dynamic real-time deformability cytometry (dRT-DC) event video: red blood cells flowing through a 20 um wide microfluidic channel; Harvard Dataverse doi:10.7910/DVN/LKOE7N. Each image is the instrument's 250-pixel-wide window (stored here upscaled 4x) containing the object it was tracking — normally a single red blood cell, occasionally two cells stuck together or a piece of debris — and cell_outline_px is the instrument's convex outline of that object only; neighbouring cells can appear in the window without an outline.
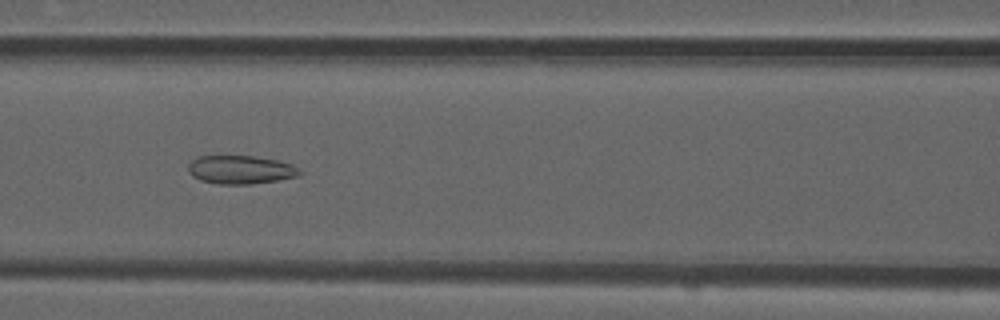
{"species": "common noctule bat (a hibernating species)", "species_latin": "Nyctalus noctula", "temperature_condition": "room temperature", "stored_images_in_passage": 52, "camera_frame_rate_fps": 3000, "um_per_image_px": 0.085, "animal": {"sex": "male", "forearm_length_mm": 52.5}, "frame": {"image": 1, "passage_image": 23, "time_ms": 7.333, "image_size_px": [1000, 320], "cell_outline_px": [[304, 172], [296, 176], [276, 180], [252, 184], [220, 184], [200, 180], [192, 176], [188, 172], [188, 164], [192, 160], [200, 156], [256, 156], [276, 160], [292, 164], [300, 168]], "centroid_in_image_um": [20.45, 14.42], "position_along_channel_um": 146.1, "area_um2": 18.5}}
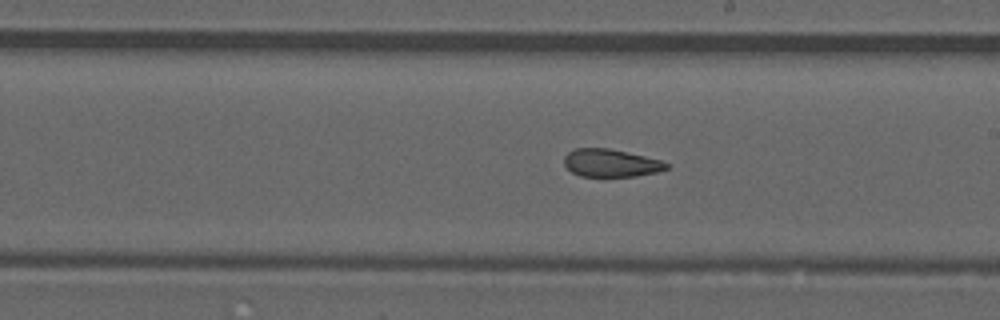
{"frame": {"image": 2, "passage_image": 30, "time_ms": 9.667, "image_size_px": [1000, 320], "cell_outline_px": [[672, 164], [668, 168], [656, 172], [636, 176], [580, 176], [572, 172], [564, 164], [564, 156], [568, 152], [576, 148], [608, 148], [644, 156], [660, 160]], "centroid_in_image_um": [51.92, 13.85], "position_along_channel_um": 237.1, "area_um2": 16.47}}
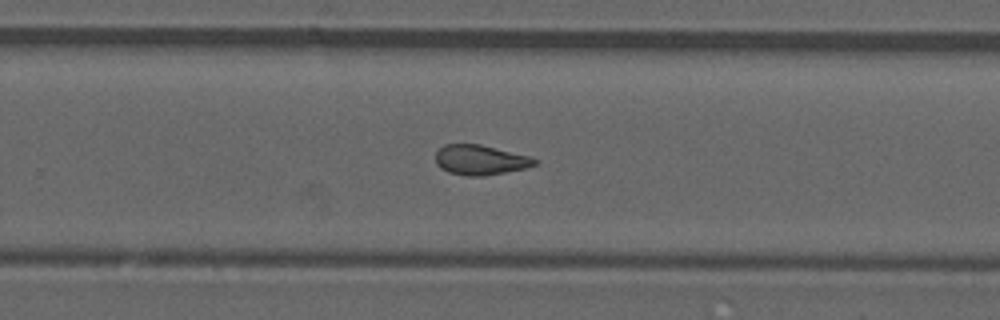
{"frame": {"image": 3, "passage_image": 34, "time_ms": 11.0, "image_size_px": [1000, 320], "cell_outline_px": [[540, 160], [536, 164], [524, 168], [484, 176], [468, 176], [448, 172], [440, 168], [436, 164], [436, 152], [444, 144], [480, 144], [528, 156]], "centroid_in_image_um": [40.79, 13.59], "position_along_channel_um": 289.0, "area_um2": 17.17}, "authors_computed_cell_mechanics": {"area_um2": 18.5249, "velocity_mm_per_s": 3.9059, "shape_relaxation_time_tau1_ms": null, "shape_relaxation_time_tau2_ms": 2.3573, "deformation_change_tau1": null, "deformation_change_tau2": 0.103}}